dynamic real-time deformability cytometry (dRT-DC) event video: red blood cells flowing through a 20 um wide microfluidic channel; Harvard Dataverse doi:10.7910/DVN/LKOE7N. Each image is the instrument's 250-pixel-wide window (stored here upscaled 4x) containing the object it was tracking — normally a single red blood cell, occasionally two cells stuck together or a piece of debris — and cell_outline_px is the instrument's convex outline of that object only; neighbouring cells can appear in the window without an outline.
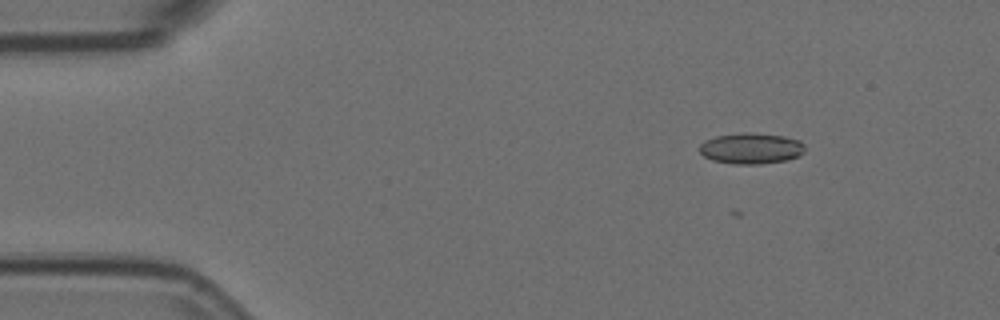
{"species": "Egyptian fruit bat (a non-hibernating species)", "species_latin": "Rousettus aegyptiacus", "temperature_condition": "room temperature", "stored_images_in_passage": 7, "camera_frame_rate_fps": 3000, "um_per_image_px": 0.085, "animal": {"sex": "female"}, "frame": {"image": 1, "passage_image": 3, "time_ms": 0.667, "image_size_px": [1000, 320], "cell_outline_px": [[804, 152], [800, 156], [788, 160], [760, 164], [736, 164], [712, 160], [704, 156], [700, 152], [700, 144], [704, 140], [716, 136], [740, 132], [752, 132], [784, 136], [800, 140], [804, 144]], "centroid_in_image_um": [63.86, 12.6], "position_along_channel_um": 21.1, "area_um2": 19.25}}
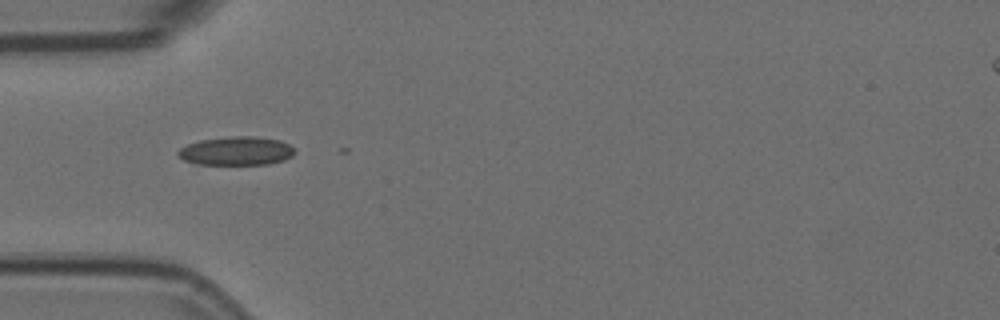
{"frame": {"image": 2, "passage_image": 6, "time_ms": 1.667, "image_size_px": [1000, 320], "cell_outline_px": [[296, 152], [292, 156], [284, 160], [268, 164], [196, 164], [184, 160], [176, 152], [180, 148], [188, 144], [200, 140], [228, 136], [256, 136], [280, 140], [288, 144]], "centroid_in_image_um": [20.09, 12.82], "position_along_channel_um": 64.9, "area_um2": 19.48}}
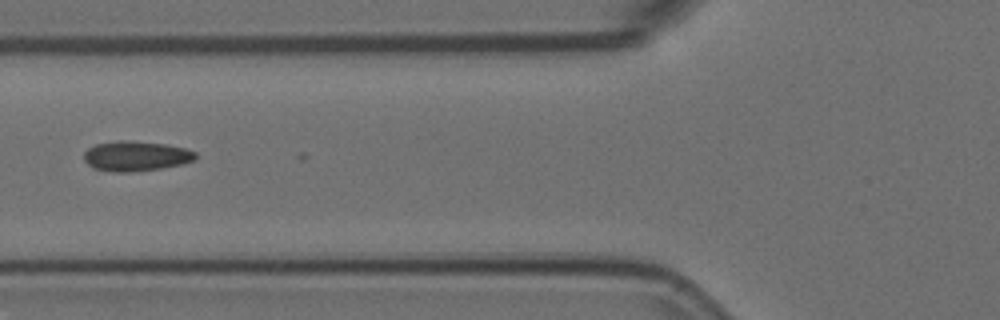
{"frame": {"image": 3, "passage_image": 7, "time_ms": 2.0, "image_size_px": [1000, 320], "cell_outline_px": [[196, 156], [192, 160], [184, 164], [160, 168], [132, 172], [116, 172], [92, 168], [84, 160], [84, 152], [88, 148], [96, 144], [116, 140], [128, 140], [164, 144], [184, 148], [196, 152]], "centroid_in_image_um": [11.52, 13.26], "position_along_channel_um": 114.3, "area_um2": 19.48}}